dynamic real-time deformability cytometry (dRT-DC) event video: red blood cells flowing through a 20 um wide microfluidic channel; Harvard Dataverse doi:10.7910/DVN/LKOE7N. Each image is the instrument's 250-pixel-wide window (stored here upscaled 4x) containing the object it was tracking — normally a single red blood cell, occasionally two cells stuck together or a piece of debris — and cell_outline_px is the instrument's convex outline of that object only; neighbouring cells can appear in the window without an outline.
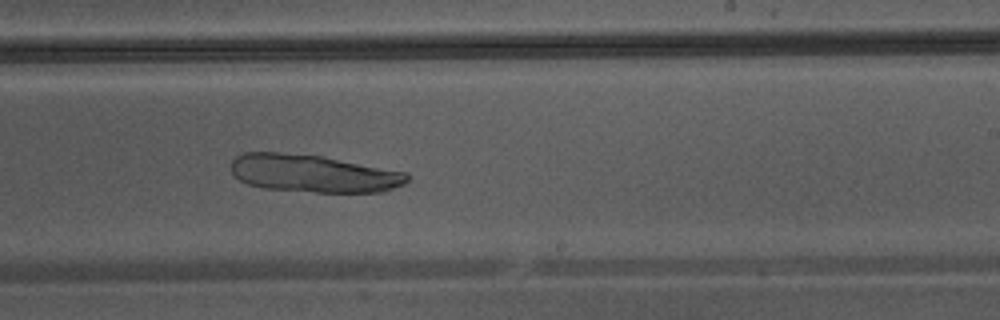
{"species": "Egyptian fruit bat (a non-hibernating species)", "species_latin": "Rousettus aegyptiacus", "temperature_condition": "warm", "stored_images_in_passage": 41, "camera_frame_rate_fps": 3000, "um_per_image_px": 0.085, "animal": {"sex": "male"}, "frame": {"image": 1, "passage_image": 24, "time_ms": 7.667, "image_size_px": [1000, 320], "cell_outline_px": [[408, 180], [404, 184], [384, 192], [316, 192], [264, 188], [248, 184], [240, 180], [232, 172], [232, 160], [236, 156], [244, 152], [276, 152], [320, 156], [408, 172]], "centroid_in_image_um": [26.65, 14.75], "position_along_channel_um": 262.4, "area_um2": 38.49}}